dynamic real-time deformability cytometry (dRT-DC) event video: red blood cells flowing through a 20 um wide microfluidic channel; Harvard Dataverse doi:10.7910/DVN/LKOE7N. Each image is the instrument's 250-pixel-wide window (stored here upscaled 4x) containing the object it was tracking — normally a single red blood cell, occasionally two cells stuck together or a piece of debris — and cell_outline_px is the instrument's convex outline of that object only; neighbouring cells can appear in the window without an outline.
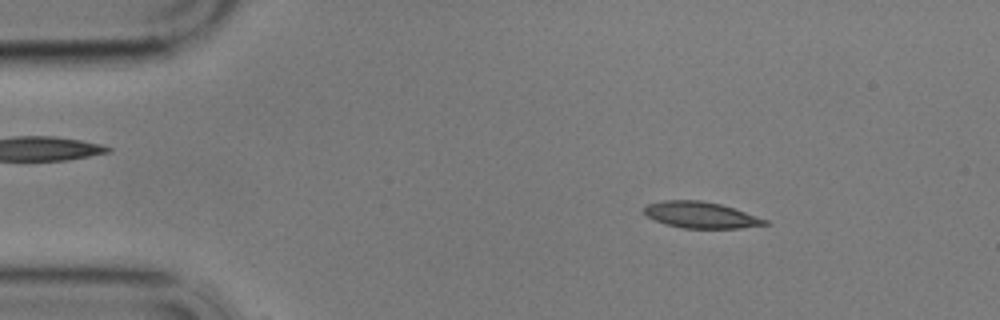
{"species": "common noctule bat (a hibernating species)", "species_latin": "Nyctalus noctula", "temperature_condition": "cold", "stored_images_in_passage": 38, "camera_frame_rate_fps": 3000, "um_per_image_px": 0.085, "animal": {"sex": "male", "body_mass_g": 17.9}, "frame": {"image": 1, "passage_image": 3, "time_ms": 0.667, "image_size_px": [1000, 320], "cell_outline_px": [[772, 224], [740, 228], [684, 228], [664, 224], [648, 216], [644, 212], [644, 208], [648, 204], [664, 200], [700, 200], [720, 204], [768, 220]], "centroid_in_image_um": [59.58, 18.28], "position_along_channel_um": 25.4, "area_um2": 18.32}}
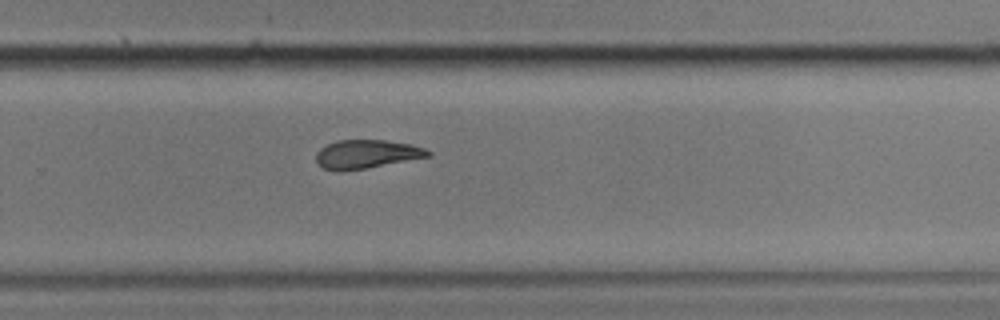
{"frame": {"image": 2, "passage_image": 22, "time_ms": 7.0, "image_size_px": [1000, 320], "cell_outline_px": [[432, 156], [364, 168], [340, 172], [336, 172], [324, 168], [316, 160], [316, 152], [320, 148], [336, 140], [384, 140], [412, 144], [424, 148], [432, 152]], "centroid_in_image_um": [31.16, 13.1], "position_along_channel_um": 298.6, "area_um2": 18.67}}
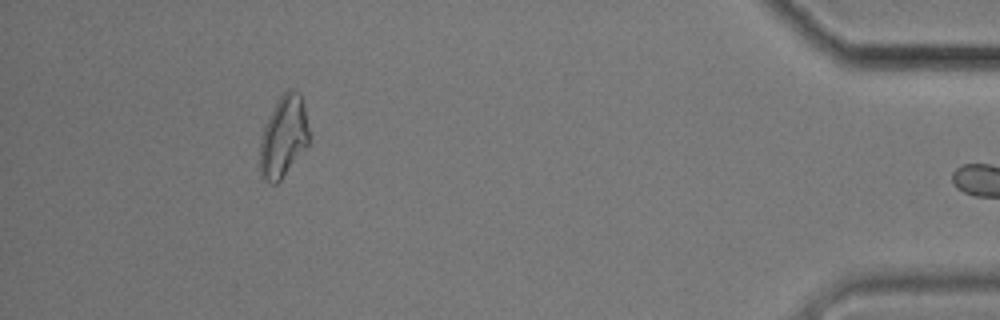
{"frame": {"image": 3, "passage_image": 37, "time_ms": 12.0, "image_size_px": [1000, 320], "cell_outline_px": [[308, 144], [280, 180], [276, 184], [272, 184], [264, 180], [260, 176], [260, 136], [276, 100], [288, 88], [300, 92], [304, 104], [308, 128]], "centroid_in_image_um": [24.08, 11.59], "position_along_channel_um": 411.1, "area_um2": 23.24}}